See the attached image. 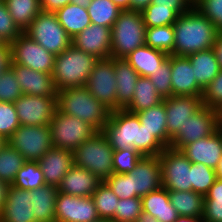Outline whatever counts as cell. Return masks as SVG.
<instances>
[{"label":"cell","mask_w":222,"mask_h":222,"mask_svg":"<svg viewBox=\"0 0 222 222\" xmlns=\"http://www.w3.org/2000/svg\"><path fill=\"white\" fill-rule=\"evenodd\" d=\"M114 150L133 148L142 156H158L165 147L141 125L138 116L125 109L112 111L102 130Z\"/></svg>","instance_id":"1"},{"label":"cell","mask_w":222,"mask_h":222,"mask_svg":"<svg viewBox=\"0 0 222 222\" xmlns=\"http://www.w3.org/2000/svg\"><path fill=\"white\" fill-rule=\"evenodd\" d=\"M173 27L175 43L171 55L175 56H188L213 48L220 33L195 7L179 15Z\"/></svg>","instance_id":"2"},{"label":"cell","mask_w":222,"mask_h":222,"mask_svg":"<svg viewBox=\"0 0 222 222\" xmlns=\"http://www.w3.org/2000/svg\"><path fill=\"white\" fill-rule=\"evenodd\" d=\"M56 105L57 110L61 113L79 118L89 123L97 131L103 130L111 113L85 86L58 91Z\"/></svg>","instance_id":"3"},{"label":"cell","mask_w":222,"mask_h":222,"mask_svg":"<svg viewBox=\"0 0 222 222\" xmlns=\"http://www.w3.org/2000/svg\"><path fill=\"white\" fill-rule=\"evenodd\" d=\"M98 60L74 45L56 55L52 78L57 92L66 88L84 87Z\"/></svg>","instance_id":"4"},{"label":"cell","mask_w":222,"mask_h":222,"mask_svg":"<svg viewBox=\"0 0 222 222\" xmlns=\"http://www.w3.org/2000/svg\"><path fill=\"white\" fill-rule=\"evenodd\" d=\"M146 26L141 11L122 10L111 28V57L125 58L145 45Z\"/></svg>","instance_id":"5"},{"label":"cell","mask_w":222,"mask_h":222,"mask_svg":"<svg viewBox=\"0 0 222 222\" xmlns=\"http://www.w3.org/2000/svg\"><path fill=\"white\" fill-rule=\"evenodd\" d=\"M113 151L106 136L98 131L73 151L74 165L105 181L113 174Z\"/></svg>","instance_id":"6"},{"label":"cell","mask_w":222,"mask_h":222,"mask_svg":"<svg viewBox=\"0 0 222 222\" xmlns=\"http://www.w3.org/2000/svg\"><path fill=\"white\" fill-rule=\"evenodd\" d=\"M24 33L55 56L72 45V38L52 12L41 11Z\"/></svg>","instance_id":"7"},{"label":"cell","mask_w":222,"mask_h":222,"mask_svg":"<svg viewBox=\"0 0 222 222\" xmlns=\"http://www.w3.org/2000/svg\"><path fill=\"white\" fill-rule=\"evenodd\" d=\"M49 126L53 147L70 150L71 152L98 132L89 123L61 113L57 109Z\"/></svg>","instance_id":"8"},{"label":"cell","mask_w":222,"mask_h":222,"mask_svg":"<svg viewBox=\"0 0 222 222\" xmlns=\"http://www.w3.org/2000/svg\"><path fill=\"white\" fill-rule=\"evenodd\" d=\"M7 143L26 161H39L53 147L50 126L20 125Z\"/></svg>","instance_id":"9"},{"label":"cell","mask_w":222,"mask_h":222,"mask_svg":"<svg viewBox=\"0 0 222 222\" xmlns=\"http://www.w3.org/2000/svg\"><path fill=\"white\" fill-rule=\"evenodd\" d=\"M9 46L10 64L22 65L48 74L53 73L56 56L48 52L24 32L11 42Z\"/></svg>","instance_id":"10"},{"label":"cell","mask_w":222,"mask_h":222,"mask_svg":"<svg viewBox=\"0 0 222 222\" xmlns=\"http://www.w3.org/2000/svg\"><path fill=\"white\" fill-rule=\"evenodd\" d=\"M162 187L171 191H190L191 161L180 150L166 147L159 155Z\"/></svg>","instance_id":"11"},{"label":"cell","mask_w":222,"mask_h":222,"mask_svg":"<svg viewBox=\"0 0 222 222\" xmlns=\"http://www.w3.org/2000/svg\"><path fill=\"white\" fill-rule=\"evenodd\" d=\"M114 58L99 59L85 87L111 112L117 110V89Z\"/></svg>","instance_id":"12"},{"label":"cell","mask_w":222,"mask_h":222,"mask_svg":"<svg viewBox=\"0 0 222 222\" xmlns=\"http://www.w3.org/2000/svg\"><path fill=\"white\" fill-rule=\"evenodd\" d=\"M219 128L218 111L203 105L171 138L170 148L183 146L212 135Z\"/></svg>","instance_id":"13"},{"label":"cell","mask_w":222,"mask_h":222,"mask_svg":"<svg viewBox=\"0 0 222 222\" xmlns=\"http://www.w3.org/2000/svg\"><path fill=\"white\" fill-rule=\"evenodd\" d=\"M20 125H49L57 109L56 97L23 94L14 102Z\"/></svg>","instance_id":"14"},{"label":"cell","mask_w":222,"mask_h":222,"mask_svg":"<svg viewBox=\"0 0 222 222\" xmlns=\"http://www.w3.org/2000/svg\"><path fill=\"white\" fill-rule=\"evenodd\" d=\"M99 219L93 199L61 193L55 203V222H95Z\"/></svg>","instance_id":"15"},{"label":"cell","mask_w":222,"mask_h":222,"mask_svg":"<svg viewBox=\"0 0 222 222\" xmlns=\"http://www.w3.org/2000/svg\"><path fill=\"white\" fill-rule=\"evenodd\" d=\"M130 174L135 197H143L162 187L159 156H143Z\"/></svg>","instance_id":"16"},{"label":"cell","mask_w":222,"mask_h":222,"mask_svg":"<svg viewBox=\"0 0 222 222\" xmlns=\"http://www.w3.org/2000/svg\"><path fill=\"white\" fill-rule=\"evenodd\" d=\"M167 136L171 139L202 106V96H171L164 98Z\"/></svg>","instance_id":"17"},{"label":"cell","mask_w":222,"mask_h":222,"mask_svg":"<svg viewBox=\"0 0 222 222\" xmlns=\"http://www.w3.org/2000/svg\"><path fill=\"white\" fill-rule=\"evenodd\" d=\"M72 45L97 59L111 57V28L90 24L72 38Z\"/></svg>","instance_id":"18"},{"label":"cell","mask_w":222,"mask_h":222,"mask_svg":"<svg viewBox=\"0 0 222 222\" xmlns=\"http://www.w3.org/2000/svg\"><path fill=\"white\" fill-rule=\"evenodd\" d=\"M180 152L192 163H202L215 170L222 157L221 127L212 135L183 146Z\"/></svg>","instance_id":"19"},{"label":"cell","mask_w":222,"mask_h":222,"mask_svg":"<svg viewBox=\"0 0 222 222\" xmlns=\"http://www.w3.org/2000/svg\"><path fill=\"white\" fill-rule=\"evenodd\" d=\"M21 91L25 95L56 97L52 74L32 70L22 65L10 64Z\"/></svg>","instance_id":"20"},{"label":"cell","mask_w":222,"mask_h":222,"mask_svg":"<svg viewBox=\"0 0 222 222\" xmlns=\"http://www.w3.org/2000/svg\"><path fill=\"white\" fill-rule=\"evenodd\" d=\"M0 222H36L32 211V193L9 185Z\"/></svg>","instance_id":"21"},{"label":"cell","mask_w":222,"mask_h":222,"mask_svg":"<svg viewBox=\"0 0 222 222\" xmlns=\"http://www.w3.org/2000/svg\"><path fill=\"white\" fill-rule=\"evenodd\" d=\"M172 96H202L194 69L186 56L171 55Z\"/></svg>","instance_id":"22"},{"label":"cell","mask_w":222,"mask_h":222,"mask_svg":"<svg viewBox=\"0 0 222 222\" xmlns=\"http://www.w3.org/2000/svg\"><path fill=\"white\" fill-rule=\"evenodd\" d=\"M45 184L58 187L61 180L74 165L73 152L52 147L38 161Z\"/></svg>","instance_id":"23"},{"label":"cell","mask_w":222,"mask_h":222,"mask_svg":"<svg viewBox=\"0 0 222 222\" xmlns=\"http://www.w3.org/2000/svg\"><path fill=\"white\" fill-rule=\"evenodd\" d=\"M102 181L89 170L73 165L57 189L59 192L79 197H90Z\"/></svg>","instance_id":"24"},{"label":"cell","mask_w":222,"mask_h":222,"mask_svg":"<svg viewBox=\"0 0 222 222\" xmlns=\"http://www.w3.org/2000/svg\"><path fill=\"white\" fill-rule=\"evenodd\" d=\"M114 69L117 82V110L125 109L133 99L140 75L124 58H114Z\"/></svg>","instance_id":"25"},{"label":"cell","mask_w":222,"mask_h":222,"mask_svg":"<svg viewBox=\"0 0 222 222\" xmlns=\"http://www.w3.org/2000/svg\"><path fill=\"white\" fill-rule=\"evenodd\" d=\"M168 57L167 53L144 45L138 47L124 59L141 77H149L155 74L157 69H160Z\"/></svg>","instance_id":"26"},{"label":"cell","mask_w":222,"mask_h":222,"mask_svg":"<svg viewBox=\"0 0 222 222\" xmlns=\"http://www.w3.org/2000/svg\"><path fill=\"white\" fill-rule=\"evenodd\" d=\"M194 69V78L204 91L220 72V67L213 48L198 51L186 56Z\"/></svg>","instance_id":"27"},{"label":"cell","mask_w":222,"mask_h":222,"mask_svg":"<svg viewBox=\"0 0 222 222\" xmlns=\"http://www.w3.org/2000/svg\"><path fill=\"white\" fill-rule=\"evenodd\" d=\"M142 211L149 213L160 222H174L178 213L171 205L168 190L164 187L141 197Z\"/></svg>","instance_id":"28"},{"label":"cell","mask_w":222,"mask_h":222,"mask_svg":"<svg viewBox=\"0 0 222 222\" xmlns=\"http://www.w3.org/2000/svg\"><path fill=\"white\" fill-rule=\"evenodd\" d=\"M135 114L138 116L141 125L144 126L151 135L165 148L170 147L171 139L167 136V116L164 102Z\"/></svg>","instance_id":"29"},{"label":"cell","mask_w":222,"mask_h":222,"mask_svg":"<svg viewBox=\"0 0 222 222\" xmlns=\"http://www.w3.org/2000/svg\"><path fill=\"white\" fill-rule=\"evenodd\" d=\"M32 193V211L36 222H55V203L58 189L44 185L30 191Z\"/></svg>","instance_id":"30"},{"label":"cell","mask_w":222,"mask_h":222,"mask_svg":"<svg viewBox=\"0 0 222 222\" xmlns=\"http://www.w3.org/2000/svg\"><path fill=\"white\" fill-rule=\"evenodd\" d=\"M161 102L163 98L158 94L152 81L148 77L140 76L136 82L133 99L125 110L135 114L157 106Z\"/></svg>","instance_id":"31"},{"label":"cell","mask_w":222,"mask_h":222,"mask_svg":"<svg viewBox=\"0 0 222 222\" xmlns=\"http://www.w3.org/2000/svg\"><path fill=\"white\" fill-rule=\"evenodd\" d=\"M67 34L73 38L91 24L87 9L69 3L55 12Z\"/></svg>","instance_id":"32"},{"label":"cell","mask_w":222,"mask_h":222,"mask_svg":"<svg viewBox=\"0 0 222 222\" xmlns=\"http://www.w3.org/2000/svg\"><path fill=\"white\" fill-rule=\"evenodd\" d=\"M171 205L179 216L203 217L205 198L194 191L168 190Z\"/></svg>","instance_id":"33"},{"label":"cell","mask_w":222,"mask_h":222,"mask_svg":"<svg viewBox=\"0 0 222 222\" xmlns=\"http://www.w3.org/2000/svg\"><path fill=\"white\" fill-rule=\"evenodd\" d=\"M15 24L24 32L41 12L40 0H3Z\"/></svg>","instance_id":"34"},{"label":"cell","mask_w":222,"mask_h":222,"mask_svg":"<svg viewBox=\"0 0 222 222\" xmlns=\"http://www.w3.org/2000/svg\"><path fill=\"white\" fill-rule=\"evenodd\" d=\"M87 11L92 24L112 28L122 10L111 0H92Z\"/></svg>","instance_id":"35"},{"label":"cell","mask_w":222,"mask_h":222,"mask_svg":"<svg viewBox=\"0 0 222 222\" xmlns=\"http://www.w3.org/2000/svg\"><path fill=\"white\" fill-rule=\"evenodd\" d=\"M12 185L22 190L29 191L46 185L44 175L38 165V161H26L17 171Z\"/></svg>","instance_id":"36"},{"label":"cell","mask_w":222,"mask_h":222,"mask_svg":"<svg viewBox=\"0 0 222 222\" xmlns=\"http://www.w3.org/2000/svg\"><path fill=\"white\" fill-rule=\"evenodd\" d=\"M174 43L173 25L146 27L145 45L171 55Z\"/></svg>","instance_id":"37"},{"label":"cell","mask_w":222,"mask_h":222,"mask_svg":"<svg viewBox=\"0 0 222 222\" xmlns=\"http://www.w3.org/2000/svg\"><path fill=\"white\" fill-rule=\"evenodd\" d=\"M24 157L9 144L0 149V179L12 185L17 171L24 165Z\"/></svg>","instance_id":"38"},{"label":"cell","mask_w":222,"mask_h":222,"mask_svg":"<svg viewBox=\"0 0 222 222\" xmlns=\"http://www.w3.org/2000/svg\"><path fill=\"white\" fill-rule=\"evenodd\" d=\"M91 198L94 201L99 218H114L119 198L105 181L99 184Z\"/></svg>","instance_id":"39"},{"label":"cell","mask_w":222,"mask_h":222,"mask_svg":"<svg viewBox=\"0 0 222 222\" xmlns=\"http://www.w3.org/2000/svg\"><path fill=\"white\" fill-rule=\"evenodd\" d=\"M192 191L205 196L216 180L215 170L202 164L191 163Z\"/></svg>","instance_id":"40"},{"label":"cell","mask_w":222,"mask_h":222,"mask_svg":"<svg viewBox=\"0 0 222 222\" xmlns=\"http://www.w3.org/2000/svg\"><path fill=\"white\" fill-rule=\"evenodd\" d=\"M141 13L146 27L173 25L179 16L173 9L157 7L156 4L148 5Z\"/></svg>","instance_id":"41"},{"label":"cell","mask_w":222,"mask_h":222,"mask_svg":"<svg viewBox=\"0 0 222 222\" xmlns=\"http://www.w3.org/2000/svg\"><path fill=\"white\" fill-rule=\"evenodd\" d=\"M142 212L141 197L119 199L114 215L115 222H136Z\"/></svg>","instance_id":"42"},{"label":"cell","mask_w":222,"mask_h":222,"mask_svg":"<svg viewBox=\"0 0 222 222\" xmlns=\"http://www.w3.org/2000/svg\"><path fill=\"white\" fill-rule=\"evenodd\" d=\"M143 156L133 148L113 151V173H130Z\"/></svg>","instance_id":"43"},{"label":"cell","mask_w":222,"mask_h":222,"mask_svg":"<svg viewBox=\"0 0 222 222\" xmlns=\"http://www.w3.org/2000/svg\"><path fill=\"white\" fill-rule=\"evenodd\" d=\"M22 95L15 73L9 67L0 75V102L14 103Z\"/></svg>","instance_id":"44"},{"label":"cell","mask_w":222,"mask_h":222,"mask_svg":"<svg viewBox=\"0 0 222 222\" xmlns=\"http://www.w3.org/2000/svg\"><path fill=\"white\" fill-rule=\"evenodd\" d=\"M19 126L14 103L0 102V135L8 140Z\"/></svg>","instance_id":"45"},{"label":"cell","mask_w":222,"mask_h":222,"mask_svg":"<svg viewBox=\"0 0 222 222\" xmlns=\"http://www.w3.org/2000/svg\"><path fill=\"white\" fill-rule=\"evenodd\" d=\"M171 55L161 65L160 69L155 71V74L148 78L154 84L158 94L164 99L172 96V82H171Z\"/></svg>","instance_id":"46"},{"label":"cell","mask_w":222,"mask_h":222,"mask_svg":"<svg viewBox=\"0 0 222 222\" xmlns=\"http://www.w3.org/2000/svg\"><path fill=\"white\" fill-rule=\"evenodd\" d=\"M23 32L15 24L4 2L0 3V39L10 44Z\"/></svg>","instance_id":"47"},{"label":"cell","mask_w":222,"mask_h":222,"mask_svg":"<svg viewBox=\"0 0 222 222\" xmlns=\"http://www.w3.org/2000/svg\"><path fill=\"white\" fill-rule=\"evenodd\" d=\"M194 7L222 32V0H194Z\"/></svg>","instance_id":"48"},{"label":"cell","mask_w":222,"mask_h":222,"mask_svg":"<svg viewBox=\"0 0 222 222\" xmlns=\"http://www.w3.org/2000/svg\"><path fill=\"white\" fill-rule=\"evenodd\" d=\"M202 103L217 111L222 107V70L203 91Z\"/></svg>","instance_id":"49"},{"label":"cell","mask_w":222,"mask_h":222,"mask_svg":"<svg viewBox=\"0 0 222 222\" xmlns=\"http://www.w3.org/2000/svg\"><path fill=\"white\" fill-rule=\"evenodd\" d=\"M105 182L119 199L135 197V192H132L131 174H111Z\"/></svg>","instance_id":"50"},{"label":"cell","mask_w":222,"mask_h":222,"mask_svg":"<svg viewBox=\"0 0 222 222\" xmlns=\"http://www.w3.org/2000/svg\"><path fill=\"white\" fill-rule=\"evenodd\" d=\"M204 222H222V200L205 199Z\"/></svg>","instance_id":"51"},{"label":"cell","mask_w":222,"mask_h":222,"mask_svg":"<svg viewBox=\"0 0 222 222\" xmlns=\"http://www.w3.org/2000/svg\"><path fill=\"white\" fill-rule=\"evenodd\" d=\"M150 4L173 9L178 15H181L194 7V0H151Z\"/></svg>","instance_id":"52"},{"label":"cell","mask_w":222,"mask_h":222,"mask_svg":"<svg viewBox=\"0 0 222 222\" xmlns=\"http://www.w3.org/2000/svg\"><path fill=\"white\" fill-rule=\"evenodd\" d=\"M69 3L71 0H40V8L41 11L55 13Z\"/></svg>","instance_id":"53"},{"label":"cell","mask_w":222,"mask_h":222,"mask_svg":"<svg viewBox=\"0 0 222 222\" xmlns=\"http://www.w3.org/2000/svg\"><path fill=\"white\" fill-rule=\"evenodd\" d=\"M10 46L8 43L0 45V75L10 67Z\"/></svg>","instance_id":"54"},{"label":"cell","mask_w":222,"mask_h":222,"mask_svg":"<svg viewBox=\"0 0 222 222\" xmlns=\"http://www.w3.org/2000/svg\"><path fill=\"white\" fill-rule=\"evenodd\" d=\"M205 199L222 200V180L216 178L214 184L209 189L208 193L204 196Z\"/></svg>","instance_id":"55"},{"label":"cell","mask_w":222,"mask_h":222,"mask_svg":"<svg viewBox=\"0 0 222 222\" xmlns=\"http://www.w3.org/2000/svg\"><path fill=\"white\" fill-rule=\"evenodd\" d=\"M213 50L217 57V61L219 64L220 69L222 70V32L219 33L216 42L213 46Z\"/></svg>","instance_id":"56"},{"label":"cell","mask_w":222,"mask_h":222,"mask_svg":"<svg viewBox=\"0 0 222 222\" xmlns=\"http://www.w3.org/2000/svg\"><path fill=\"white\" fill-rule=\"evenodd\" d=\"M9 185L0 179V213L2 212L7 198Z\"/></svg>","instance_id":"57"},{"label":"cell","mask_w":222,"mask_h":222,"mask_svg":"<svg viewBox=\"0 0 222 222\" xmlns=\"http://www.w3.org/2000/svg\"><path fill=\"white\" fill-rule=\"evenodd\" d=\"M150 3L151 0H130V10L142 11Z\"/></svg>","instance_id":"58"},{"label":"cell","mask_w":222,"mask_h":222,"mask_svg":"<svg viewBox=\"0 0 222 222\" xmlns=\"http://www.w3.org/2000/svg\"><path fill=\"white\" fill-rule=\"evenodd\" d=\"M136 222H160L155 217L144 211L138 216Z\"/></svg>","instance_id":"59"},{"label":"cell","mask_w":222,"mask_h":222,"mask_svg":"<svg viewBox=\"0 0 222 222\" xmlns=\"http://www.w3.org/2000/svg\"><path fill=\"white\" fill-rule=\"evenodd\" d=\"M174 222H204L203 217L179 216Z\"/></svg>","instance_id":"60"},{"label":"cell","mask_w":222,"mask_h":222,"mask_svg":"<svg viewBox=\"0 0 222 222\" xmlns=\"http://www.w3.org/2000/svg\"><path fill=\"white\" fill-rule=\"evenodd\" d=\"M121 10H130V0H111Z\"/></svg>","instance_id":"61"},{"label":"cell","mask_w":222,"mask_h":222,"mask_svg":"<svg viewBox=\"0 0 222 222\" xmlns=\"http://www.w3.org/2000/svg\"><path fill=\"white\" fill-rule=\"evenodd\" d=\"M71 3L87 9L88 6L92 3V0H71Z\"/></svg>","instance_id":"62"},{"label":"cell","mask_w":222,"mask_h":222,"mask_svg":"<svg viewBox=\"0 0 222 222\" xmlns=\"http://www.w3.org/2000/svg\"><path fill=\"white\" fill-rule=\"evenodd\" d=\"M215 173H216V178L222 180V157L218 163V166L215 169Z\"/></svg>","instance_id":"63"},{"label":"cell","mask_w":222,"mask_h":222,"mask_svg":"<svg viewBox=\"0 0 222 222\" xmlns=\"http://www.w3.org/2000/svg\"><path fill=\"white\" fill-rule=\"evenodd\" d=\"M7 143V140L0 135V149H2Z\"/></svg>","instance_id":"64"},{"label":"cell","mask_w":222,"mask_h":222,"mask_svg":"<svg viewBox=\"0 0 222 222\" xmlns=\"http://www.w3.org/2000/svg\"><path fill=\"white\" fill-rule=\"evenodd\" d=\"M219 127H222V107L218 110Z\"/></svg>","instance_id":"65"},{"label":"cell","mask_w":222,"mask_h":222,"mask_svg":"<svg viewBox=\"0 0 222 222\" xmlns=\"http://www.w3.org/2000/svg\"><path fill=\"white\" fill-rule=\"evenodd\" d=\"M95 222H115V221L112 220V219H103V218H99V219H97Z\"/></svg>","instance_id":"66"}]
</instances>
